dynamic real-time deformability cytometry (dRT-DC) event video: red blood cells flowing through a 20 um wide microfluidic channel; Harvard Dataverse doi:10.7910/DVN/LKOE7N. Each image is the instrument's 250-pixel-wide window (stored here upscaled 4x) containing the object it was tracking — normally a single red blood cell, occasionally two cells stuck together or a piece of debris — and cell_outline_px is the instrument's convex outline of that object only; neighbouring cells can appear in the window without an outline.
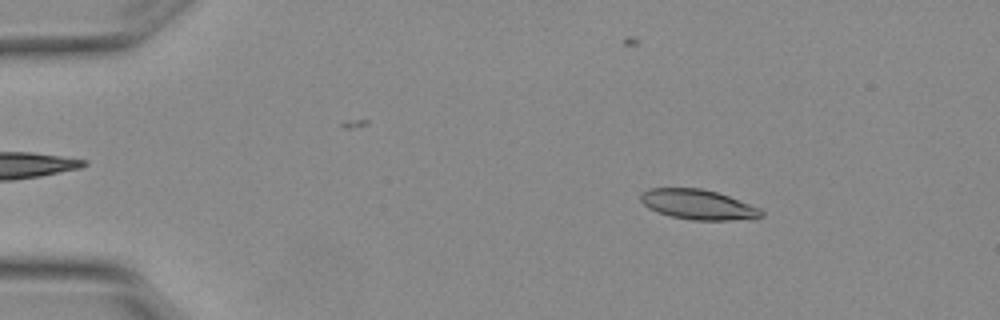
{"species": "Egyptian fruit bat (a non-hibernating species)", "species_latin": "Rousettus aegyptiacus", "temperature_condition": "warm", "stored_images_in_passage": 5, "camera_frame_rate_fps": 3000, "um_per_image_px": 0.085, "animal": {"sex": "female"}, "frame": {"image": 1, "passage_image": 2, "time_ms": 0.333, "image_size_px": [1000, 320], "cell_outline_px": [[764, 216], [752, 220], [692, 220], [672, 216], [648, 208], [640, 200], [640, 196], [648, 188], [704, 188], [728, 196], [760, 208], [764, 212]], "centroid_in_image_um": [59.39, 17.39], "position_along_channel_um": 25.6, "area_um2": 21.1}}
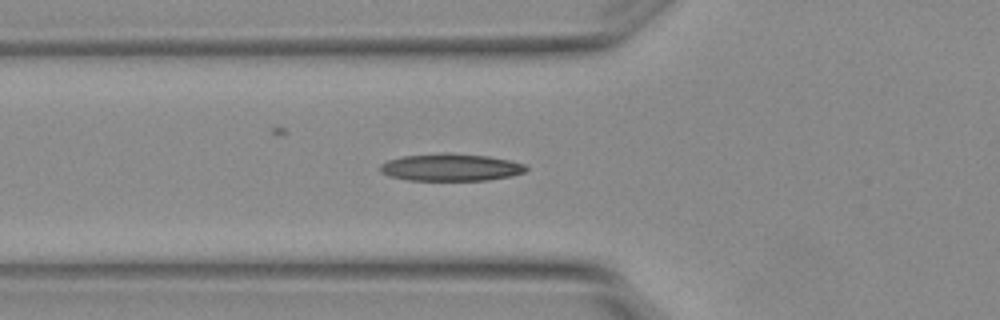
{"frame": {"image": 2, "passage_image": 5, "time_ms": 1.333, "image_size_px": [1000, 320], "cell_outline_px": [[528, 168], [524, 172], [512, 176], [488, 180], [408, 180], [388, 176], [380, 172], [380, 164], [388, 160], [404, 156], [444, 152], [488, 156], [508, 160], [524, 164]], "centroid_in_image_um": [38.3, 14.22], "position_along_channel_um": 87.5, "area_um2": 23.24}}